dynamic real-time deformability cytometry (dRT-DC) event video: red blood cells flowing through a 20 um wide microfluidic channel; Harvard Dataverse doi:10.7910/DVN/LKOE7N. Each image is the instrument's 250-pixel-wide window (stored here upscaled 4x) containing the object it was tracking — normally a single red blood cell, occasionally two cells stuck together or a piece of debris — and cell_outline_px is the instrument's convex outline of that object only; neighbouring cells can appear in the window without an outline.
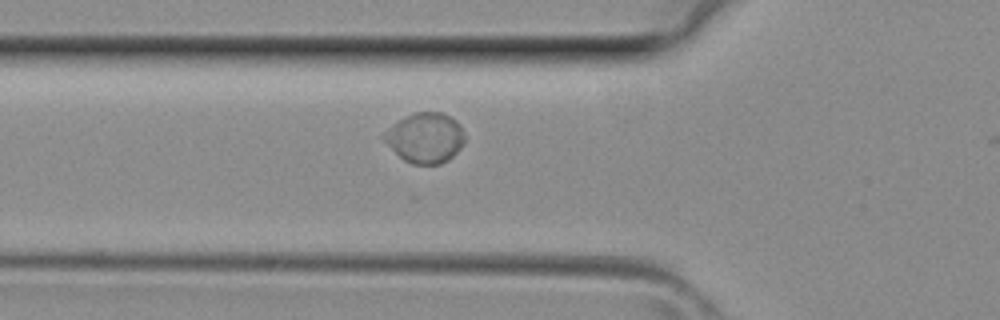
{"species": "common noctule bat (a hibernating species)", "species_latin": "Nyctalus noctula", "temperature_condition": "room temperature", "stored_images_in_passage": 24, "camera_frame_rate_fps": 3000, "um_per_image_px": 0.085, "animal": {"sex": "female", "body_mass_g": 29.2, "forearm_length_mm": 56.3}, "frame": {"image": 1, "passage_image": 3, "time_ms": 0.667, "image_size_px": [1000, 320], "cell_outline_px": [[464, 144], [448, 160], [440, 164], [412, 164], [404, 160], [380, 136], [388, 128], [412, 112], [440, 112], [456, 120], [460, 124], [464, 132]], "centroid_in_image_um": [36.16, 11.71], "position_along_channel_um": 89.6, "area_um2": 23.41}}
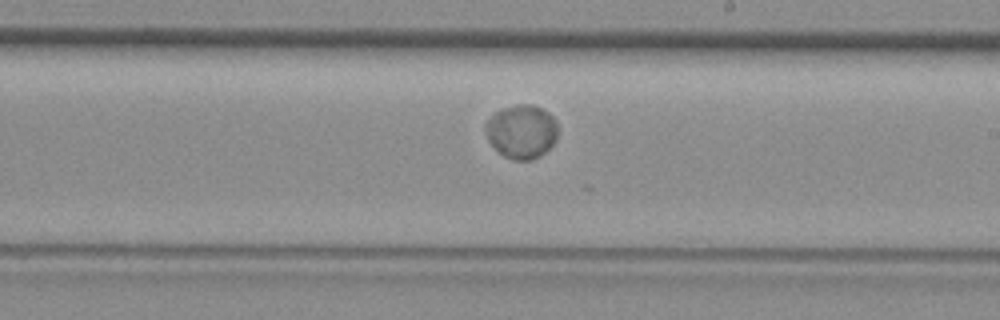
{"frame": {"image": 2, "passage_image": 12, "time_ms": 3.667, "image_size_px": [1000, 320], "cell_outline_px": [[556, 140], [540, 156], [532, 160], [512, 160], [504, 156], [488, 140], [488, 120], [496, 112], [504, 108], [516, 104], [532, 104], [544, 108], [556, 120]], "centroid_in_image_um": [44.38, 11.17], "position_along_channel_um": 244.6, "area_um2": 22.25}}
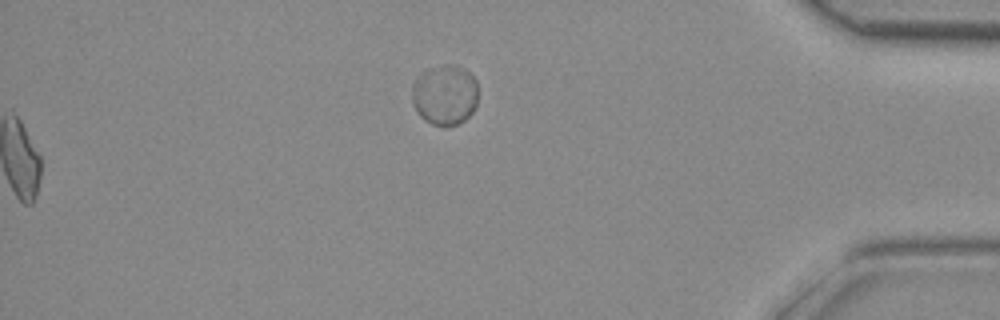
{"frame": {"image": 3, "passage_image": 23, "time_ms": 7.333, "image_size_px": [1000, 320], "cell_outline_px": [[476, 104], [472, 112], [464, 120], [456, 124], [432, 124], [424, 120], [420, 116], [412, 104], [412, 84], [428, 68], [444, 64], [448, 64], [464, 68], [476, 80]], "centroid_in_image_um": [37.79, 8.05], "position_along_channel_um": 397.4, "area_um2": 22.89}}